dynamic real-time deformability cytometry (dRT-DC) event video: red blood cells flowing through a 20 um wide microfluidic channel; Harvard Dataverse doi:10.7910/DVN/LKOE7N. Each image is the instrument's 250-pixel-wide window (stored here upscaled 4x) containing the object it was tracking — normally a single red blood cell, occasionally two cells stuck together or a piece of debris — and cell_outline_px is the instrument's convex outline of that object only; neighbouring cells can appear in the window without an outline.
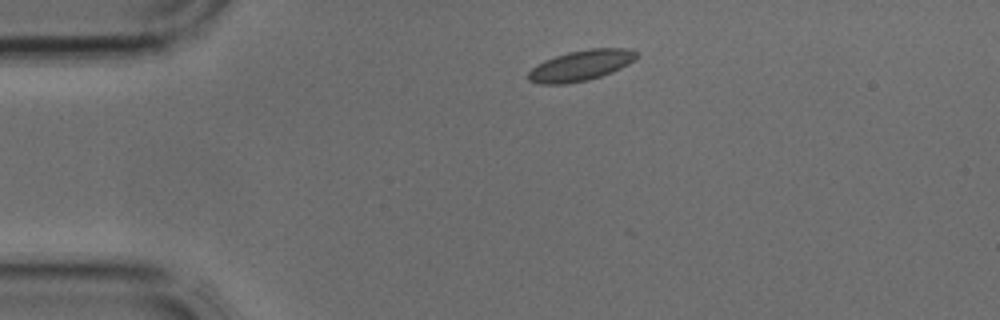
{"species": "common noctule bat (a hibernating species)", "species_latin": "Nyctalus noctula", "temperature_condition": "cold", "stored_images_in_passage": 2, "camera_frame_rate_fps": 3000, "um_per_image_px": 0.085, "animal": {"sex": "male", "body_mass_g": 17.9, "forearm_length_mm": 54.2}, "frame": {"image": 1, "passage_image": 1, "time_ms": 0.0, "image_size_px": [1000, 320], "cell_outline_px": [[636, 56], [628, 64], [612, 72], [588, 80], [564, 84], [540, 84], [528, 80], [528, 72], [532, 68], [544, 60], [568, 52], [588, 48], [628, 48], [636, 52]], "centroid_in_image_um": [49.34, 5.56], "position_along_channel_um": 35.7, "area_um2": 19.13}}